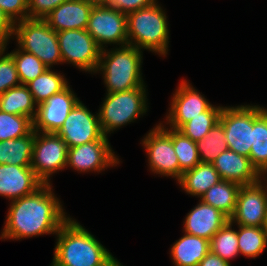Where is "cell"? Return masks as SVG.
Masks as SVG:
<instances>
[{"instance_id": "cell-1", "label": "cell", "mask_w": 267, "mask_h": 266, "mask_svg": "<svg viewBox=\"0 0 267 266\" xmlns=\"http://www.w3.org/2000/svg\"><path fill=\"white\" fill-rule=\"evenodd\" d=\"M55 196L52 184H44L36 192L10 202L0 239L24 238L54 234L70 218Z\"/></svg>"}, {"instance_id": "cell-2", "label": "cell", "mask_w": 267, "mask_h": 266, "mask_svg": "<svg viewBox=\"0 0 267 266\" xmlns=\"http://www.w3.org/2000/svg\"><path fill=\"white\" fill-rule=\"evenodd\" d=\"M51 266H114L118 260L71 217L56 234Z\"/></svg>"}, {"instance_id": "cell-3", "label": "cell", "mask_w": 267, "mask_h": 266, "mask_svg": "<svg viewBox=\"0 0 267 266\" xmlns=\"http://www.w3.org/2000/svg\"><path fill=\"white\" fill-rule=\"evenodd\" d=\"M115 48V49H114ZM106 48L101 51L96 73H102L106 93H118L146 87L142 78L143 52L133 45Z\"/></svg>"}, {"instance_id": "cell-4", "label": "cell", "mask_w": 267, "mask_h": 266, "mask_svg": "<svg viewBox=\"0 0 267 266\" xmlns=\"http://www.w3.org/2000/svg\"><path fill=\"white\" fill-rule=\"evenodd\" d=\"M169 29L165 10L157 0L147 7L127 14L128 44L166 57Z\"/></svg>"}, {"instance_id": "cell-5", "label": "cell", "mask_w": 267, "mask_h": 266, "mask_svg": "<svg viewBox=\"0 0 267 266\" xmlns=\"http://www.w3.org/2000/svg\"><path fill=\"white\" fill-rule=\"evenodd\" d=\"M146 87L118 93H106L98 116L104 136L134 122L148 111ZM120 127V128H119Z\"/></svg>"}, {"instance_id": "cell-6", "label": "cell", "mask_w": 267, "mask_h": 266, "mask_svg": "<svg viewBox=\"0 0 267 266\" xmlns=\"http://www.w3.org/2000/svg\"><path fill=\"white\" fill-rule=\"evenodd\" d=\"M13 37L21 50L34 54L48 69L63 64L57 32L44 20L24 19L14 23Z\"/></svg>"}, {"instance_id": "cell-7", "label": "cell", "mask_w": 267, "mask_h": 266, "mask_svg": "<svg viewBox=\"0 0 267 266\" xmlns=\"http://www.w3.org/2000/svg\"><path fill=\"white\" fill-rule=\"evenodd\" d=\"M68 147L56 133L35 131L31 168L44 184H51V175L66 168Z\"/></svg>"}, {"instance_id": "cell-8", "label": "cell", "mask_w": 267, "mask_h": 266, "mask_svg": "<svg viewBox=\"0 0 267 266\" xmlns=\"http://www.w3.org/2000/svg\"><path fill=\"white\" fill-rule=\"evenodd\" d=\"M159 123L142 139L151 172L179 180V162L172 142V128Z\"/></svg>"}, {"instance_id": "cell-9", "label": "cell", "mask_w": 267, "mask_h": 266, "mask_svg": "<svg viewBox=\"0 0 267 266\" xmlns=\"http://www.w3.org/2000/svg\"><path fill=\"white\" fill-rule=\"evenodd\" d=\"M57 37L63 63L92 74L96 72L102 49L86 30H63L57 32Z\"/></svg>"}, {"instance_id": "cell-10", "label": "cell", "mask_w": 267, "mask_h": 266, "mask_svg": "<svg viewBox=\"0 0 267 266\" xmlns=\"http://www.w3.org/2000/svg\"><path fill=\"white\" fill-rule=\"evenodd\" d=\"M86 31L103 50L106 45H127V15L108 5L93 6Z\"/></svg>"}, {"instance_id": "cell-11", "label": "cell", "mask_w": 267, "mask_h": 266, "mask_svg": "<svg viewBox=\"0 0 267 266\" xmlns=\"http://www.w3.org/2000/svg\"><path fill=\"white\" fill-rule=\"evenodd\" d=\"M219 122L229 150L249 158L253 143V105L223 106Z\"/></svg>"}, {"instance_id": "cell-12", "label": "cell", "mask_w": 267, "mask_h": 266, "mask_svg": "<svg viewBox=\"0 0 267 266\" xmlns=\"http://www.w3.org/2000/svg\"><path fill=\"white\" fill-rule=\"evenodd\" d=\"M120 164L119 158L112 150L107 136L100 140L68 148L67 165L80 172L101 173L107 168Z\"/></svg>"}, {"instance_id": "cell-13", "label": "cell", "mask_w": 267, "mask_h": 266, "mask_svg": "<svg viewBox=\"0 0 267 266\" xmlns=\"http://www.w3.org/2000/svg\"><path fill=\"white\" fill-rule=\"evenodd\" d=\"M68 148L100 140L104 134L100 127L98 113L93 114L79 101L56 132Z\"/></svg>"}, {"instance_id": "cell-14", "label": "cell", "mask_w": 267, "mask_h": 266, "mask_svg": "<svg viewBox=\"0 0 267 266\" xmlns=\"http://www.w3.org/2000/svg\"><path fill=\"white\" fill-rule=\"evenodd\" d=\"M266 184L265 179H261L255 184L240 187L235 212L230 217L233 224L263 227L267 213Z\"/></svg>"}, {"instance_id": "cell-15", "label": "cell", "mask_w": 267, "mask_h": 266, "mask_svg": "<svg viewBox=\"0 0 267 266\" xmlns=\"http://www.w3.org/2000/svg\"><path fill=\"white\" fill-rule=\"evenodd\" d=\"M173 93L165 125L176 130L194 117L200 116V113L207 111L213 105L185 79L178 84Z\"/></svg>"}, {"instance_id": "cell-16", "label": "cell", "mask_w": 267, "mask_h": 266, "mask_svg": "<svg viewBox=\"0 0 267 266\" xmlns=\"http://www.w3.org/2000/svg\"><path fill=\"white\" fill-rule=\"evenodd\" d=\"M79 101L80 99L70 85L52 95L46 101L37 105L36 116L33 120V130L36 132L56 133Z\"/></svg>"}, {"instance_id": "cell-17", "label": "cell", "mask_w": 267, "mask_h": 266, "mask_svg": "<svg viewBox=\"0 0 267 266\" xmlns=\"http://www.w3.org/2000/svg\"><path fill=\"white\" fill-rule=\"evenodd\" d=\"M43 185L31 166L0 164V196L8 200L30 195Z\"/></svg>"}, {"instance_id": "cell-18", "label": "cell", "mask_w": 267, "mask_h": 266, "mask_svg": "<svg viewBox=\"0 0 267 266\" xmlns=\"http://www.w3.org/2000/svg\"><path fill=\"white\" fill-rule=\"evenodd\" d=\"M222 180L251 185L263 179L248 157L232 150L223 151L212 163Z\"/></svg>"}, {"instance_id": "cell-19", "label": "cell", "mask_w": 267, "mask_h": 266, "mask_svg": "<svg viewBox=\"0 0 267 266\" xmlns=\"http://www.w3.org/2000/svg\"><path fill=\"white\" fill-rule=\"evenodd\" d=\"M230 218L222 211L201 200L191 209L183 221V233L211 240Z\"/></svg>"}, {"instance_id": "cell-20", "label": "cell", "mask_w": 267, "mask_h": 266, "mask_svg": "<svg viewBox=\"0 0 267 266\" xmlns=\"http://www.w3.org/2000/svg\"><path fill=\"white\" fill-rule=\"evenodd\" d=\"M93 4L84 0H68L51 11L44 21L55 32L63 30H86Z\"/></svg>"}, {"instance_id": "cell-21", "label": "cell", "mask_w": 267, "mask_h": 266, "mask_svg": "<svg viewBox=\"0 0 267 266\" xmlns=\"http://www.w3.org/2000/svg\"><path fill=\"white\" fill-rule=\"evenodd\" d=\"M170 256L174 266H198L210 251V241L184 233L171 246Z\"/></svg>"}, {"instance_id": "cell-22", "label": "cell", "mask_w": 267, "mask_h": 266, "mask_svg": "<svg viewBox=\"0 0 267 266\" xmlns=\"http://www.w3.org/2000/svg\"><path fill=\"white\" fill-rule=\"evenodd\" d=\"M249 159L262 175H267V108L253 105V143Z\"/></svg>"}, {"instance_id": "cell-23", "label": "cell", "mask_w": 267, "mask_h": 266, "mask_svg": "<svg viewBox=\"0 0 267 266\" xmlns=\"http://www.w3.org/2000/svg\"><path fill=\"white\" fill-rule=\"evenodd\" d=\"M221 180L213 164L200 162L193 169L183 172L177 183L188 195L200 198L211 186Z\"/></svg>"}, {"instance_id": "cell-24", "label": "cell", "mask_w": 267, "mask_h": 266, "mask_svg": "<svg viewBox=\"0 0 267 266\" xmlns=\"http://www.w3.org/2000/svg\"><path fill=\"white\" fill-rule=\"evenodd\" d=\"M35 130L20 138L0 141V164L31 166Z\"/></svg>"}, {"instance_id": "cell-25", "label": "cell", "mask_w": 267, "mask_h": 266, "mask_svg": "<svg viewBox=\"0 0 267 266\" xmlns=\"http://www.w3.org/2000/svg\"><path fill=\"white\" fill-rule=\"evenodd\" d=\"M0 111L14 115L27 116L34 120L37 104L26 85L8 89L0 95Z\"/></svg>"}, {"instance_id": "cell-26", "label": "cell", "mask_w": 267, "mask_h": 266, "mask_svg": "<svg viewBox=\"0 0 267 266\" xmlns=\"http://www.w3.org/2000/svg\"><path fill=\"white\" fill-rule=\"evenodd\" d=\"M241 185L232 181L221 180L211 186L200 200L219 209L229 218L234 214L237 196Z\"/></svg>"}, {"instance_id": "cell-27", "label": "cell", "mask_w": 267, "mask_h": 266, "mask_svg": "<svg viewBox=\"0 0 267 266\" xmlns=\"http://www.w3.org/2000/svg\"><path fill=\"white\" fill-rule=\"evenodd\" d=\"M69 85L65 75L52 69H46L36 79L26 84L37 105Z\"/></svg>"}, {"instance_id": "cell-28", "label": "cell", "mask_w": 267, "mask_h": 266, "mask_svg": "<svg viewBox=\"0 0 267 266\" xmlns=\"http://www.w3.org/2000/svg\"><path fill=\"white\" fill-rule=\"evenodd\" d=\"M196 144L200 162L212 164L223 151L228 150L223 125L218 121Z\"/></svg>"}, {"instance_id": "cell-29", "label": "cell", "mask_w": 267, "mask_h": 266, "mask_svg": "<svg viewBox=\"0 0 267 266\" xmlns=\"http://www.w3.org/2000/svg\"><path fill=\"white\" fill-rule=\"evenodd\" d=\"M239 254L255 259L267 246V234L263 227L237 225Z\"/></svg>"}, {"instance_id": "cell-30", "label": "cell", "mask_w": 267, "mask_h": 266, "mask_svg": "<svg viewBox=\"0 0 267 266\" xmlns=\"http://www.w3.org/2000/svg\"><path fill=\"white\" fill-rule=\"evenodd\" d=\"M229 220L210 240V251L230 263L239 254L237 230Z\"/></svg>"}, {"instance_id": "cell-31", "label": "cell", "mask_w": 267, "mask_h": 266, "mask_svg": "<svg viewBox=\"0 0 267 266\" xmlns=\"http://www.w3.org/2000/svg\"><path fill=\"white\" fill-rule=\"evenodd\" d=\"M172 142L179 162V179L182 173L200 163L197 144L179 130L172 128Z\"/></svg>"}, {"instance_id": "cell-32", "label": "cell", "mask_w": 267, "mask_h": 266, "mask_svg": "<svg viewBox=\"0 0 267 266\" xmlns=\"http://www.w3.org/2000/svg\"><path fill=\"white\" fill-rule=\"evenodd\" d=\"M222 108L223 106L212 105L207 111L200 113V116H196L185 123L179 131L192 141L202 140L219 121Z\"/></svg>"}, {"instance_id": "cell-33", "label": "cell", "mask_w": 267, "mask_h": 266, "mask_svg": "<svg viewBox=\"0 0 267 266\" xmlns=\"http://www.w3.org/2000/svg\"><path fill=\"white\" fill-rule=\"evenodd\" d=\"M17 48L10 54L13 56L21 84L26 85L41 75L47 67L34 54L21 50L18 46Z\"/></svg>"}, {"instance_id": "cell-34", "label": "cell", "mask_w": 267, "mask_h": 266, "mask_svg": "<svg viewBox=\"0 0 267 266\" xmlns=\"http://www.w3.org/2000/svg\"><path fill=\"white\" fill-rule=\"evenodd\" d=\"M32 131L31 118L0 111V141L20 138Z\"/></svg>"}, {"instance_id": "cell-35", "label": "cell", "mask_w": 267, "mask_h": 266, "mask_svg": "<svg viewBox=\"0 0 267 266\" xmlns=\"http://www.w3.org/2000/svg\"><path fill=\"white\" fill-rule=\"evenodd\" d=\"M5 51L6 48L0 49V95L21 85L13 56Z\"/></svg>"}, {"instance_id": "cell-36", "label": "cell", "mask_w": 267, "mask_h": 266, "mask_svg": "<svg viewBox=\"0 0 267 266\" xmlns=\"http://www.w3.org/2000/svg\"><path fill=\"white\" fill-rule=\"evenodd\" d=\"M68 0H28V19H42Z\"/></svg>"}, {"instance_id": "cell-37", "label": "cell", "mask_w": 267, "mask_h": 266, "mask_svg": "<svg viewBox=\"0 0 267 266\" xmlns=\"http://www.w3.org/2000/svg\"><path fill=\"white\" fill-rule=\"evenodd\" d=\"M0 8L14 23L28 19V0H0Z\"/></svg>"}, {"instance_id": "cell-38", "label": "cell", "mask_w": 267, "mask_h": 266, "mask_svg": "<svg viewBox=\"0 0 267 266\" xmlns=\"http://www.w3.org/2000/svg\"><path fill=\"white\" fill-rule=\"evenodd\" d=\"M156 0H109L108 6L111 9L129 14L141 8L147 7Z\"/></svg>"}, {"instance_id": "cell-39", "label": "cell", "mask_w": 267, "mask_h": 266, "mask_svg": "<svg viewBox=\"0 0 267 266\" xmlns=\"http://www.w3.org/2000/svg\"><path fill=\"white\" fill-rule=\"evenodd\" d=\"M14 36V22L0 8V47L7 48Z\"/></svg>"}, {"instance_id": "cell-40", "label": "cell", "mask_w": 267, "mask_h": 266, "mask_svg": "<svg viewBox=\"0 0 267 266\" xmlns=\"http://www.w3.org/2000/svg\"><path fill=\"white\" fill-rule=\"evenodd\" d=\"M198 266H231V264L209 251L207 255L200 261Z\"/></svg>"}, {"instance_id": "cell-41", "label": "cell", "mask_w": 267, "mask_h": 266, "mask_svg": "<svg viewBox=\"0 0 267 266\" xmlns=\"http://www.w3.org/2000/svg\"><path fill=\"white\" fill-rule=\"evenodd\" d=\"M85 2L95 5H107L109 0H84Z\"/></svg>"}, {"instance_id": "cell-42", "label": "cell", "mask_w": 267, "mask_h": 266, "mask_svg": "<svg viewBox=\"0 0 267 266\" xmlns=\"http://www.w3.org/2000/svg\"><path fill=\"white\" fill-rule=\"evenodd\" d=\"M263 229H264L265 233L267 234V213H266V218L264 221Z\"/></svg>"}, {"instance_id": "cell-43", "label": "cell", "mask_w": 267, "mask_h": 266, "mask_svg": "<svg viewBox=\"0 0 267 266\" xmlns=\"http://www.w3.org/2000/svg\"><path fill=\"white\" fill-rule=\"evenodd\" d=\"M114 266H123L119 261Z\"/></svg>"}, {"instance_id": "cell-44", "label": "cell", "mask_w": 267, "mask_h": 266, "mask_svg": "<svg viewBox=\"0 0 267 266\" xmlns=\"http://www.w3.org/2000/svg\"><path fill=\"white\" fill-rule=\"evenodd\" d=\"M263 179H265V181L267 182V175H264Z\"/></svg>"}]
</instances>
